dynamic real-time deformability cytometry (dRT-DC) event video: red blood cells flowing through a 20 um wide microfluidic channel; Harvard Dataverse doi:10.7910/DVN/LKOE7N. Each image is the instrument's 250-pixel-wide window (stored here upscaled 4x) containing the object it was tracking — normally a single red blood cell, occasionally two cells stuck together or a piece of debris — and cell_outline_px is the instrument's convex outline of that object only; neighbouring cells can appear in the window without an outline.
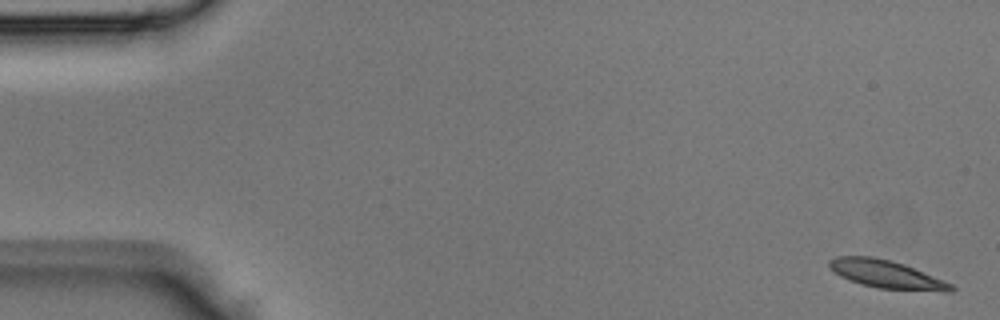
{"species": "Egyptian fruit bat (a non-hibernating species)", "species_latin": "Rousettus aegyptiacus", "temperature_condition": "room temperature", "stored_images_in_passage": 4, "camera_frame_rate_fps": 3000, "um_per_image_px": 0.085, "animal": {"sex": "male"}, "frame": {"image": 1, "passage_image": 1, "time_ms": 0.0, "image_size_px": [1000, 320], "cell_outline_px": [[956, 288], [952, 292], [944, 292], [880, 288], [864, 284], [840, 276], [828, 264], [828, 260], [836, 256], [872, 256], [892, 260], [904, 264], [944, 280], [952, 284]], "centroid_in_image_um": [75.41, 23.31], "position_along_channel_um": 9.6, "area_um2": 19.71}}
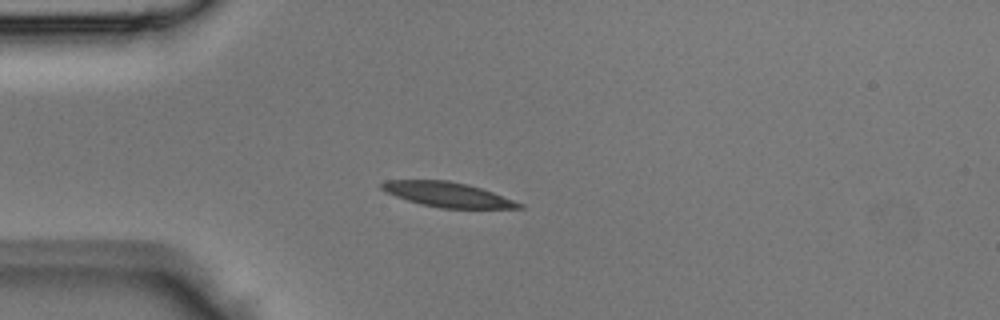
{"frame": {"image": 2, "passage_image": 4, "time_ms": 1.0, "image_size_px": [1000, 320], "cell_outline_px": [[524, 208], [440, 208], [420, 204], [396, 196], [380, 188], [380, 184], [384, 180], [448, 180], [468, 184], [492, 192], [524, 204]], "centroid_in_image_um": [38.03, 16.53], "position_along_channel_um": 47.0, "area_um2": 19.71}}